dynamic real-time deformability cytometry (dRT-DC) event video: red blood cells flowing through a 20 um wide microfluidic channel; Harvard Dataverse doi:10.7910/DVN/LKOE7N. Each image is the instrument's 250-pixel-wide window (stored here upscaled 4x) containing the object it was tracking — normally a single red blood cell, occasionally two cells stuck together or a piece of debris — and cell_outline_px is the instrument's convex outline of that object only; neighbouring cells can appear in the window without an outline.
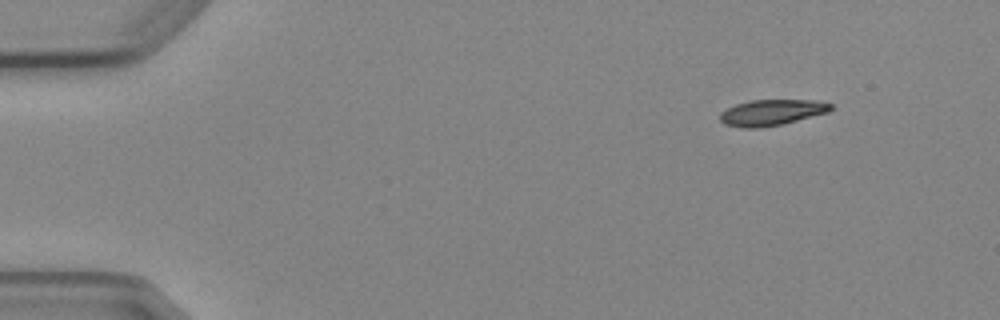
{"species": "Egyptian fruit bat (a non-hibernating species)", "species_latin": "Rousettus aegyptiacus", "temperature_condition": "cold", "stored_images_in_passage": 5, "camera_frame_rate_fps": 3000, "um_per_image_px": 0.085, "animal": {"sex": "female"}, "frame": {"image": 1, "passage_image": 1, "time_ms": 0.0, "image_size_px": [1000, 320], "cell_outline_px": [[832, 108], [828, 112], [784, 124], [760, 128], [740, 128], [724, 124], [720, 120], [720, 112], [736, 104], [752, 100], [816, 100], [832, 104]], "centroid_in_image_um": [65.58, 9.57], "position_along_channel_um": 19.4, "area_um2": 16.82}}
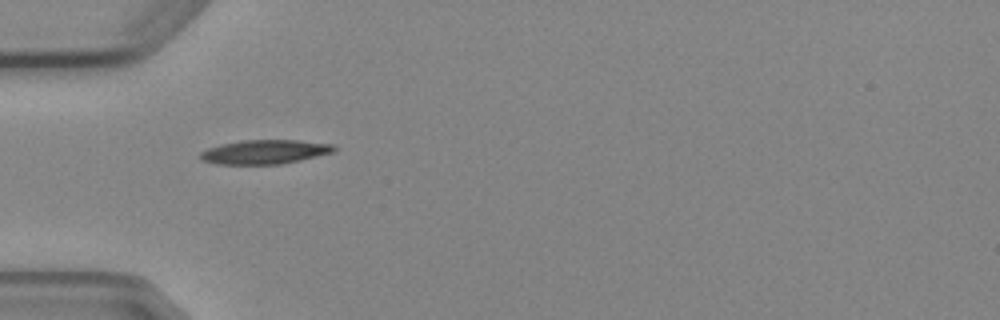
{"frame": {"image": 2, "passage_image": 4, "time_ms": 3.667, "image_size_px": [1000, 320], "cell_outline_px": [[336, 152], [300, 160], [280, 164], [216, 164], [200, 160], [200, 152], [208, 148], [220, 144], [240, 140], [296, 140], [336, 144]], "centroid_in_image_um": [22.52, 12.9], "position_along_channel_um": 62.5, "area_um2": 19.02}}